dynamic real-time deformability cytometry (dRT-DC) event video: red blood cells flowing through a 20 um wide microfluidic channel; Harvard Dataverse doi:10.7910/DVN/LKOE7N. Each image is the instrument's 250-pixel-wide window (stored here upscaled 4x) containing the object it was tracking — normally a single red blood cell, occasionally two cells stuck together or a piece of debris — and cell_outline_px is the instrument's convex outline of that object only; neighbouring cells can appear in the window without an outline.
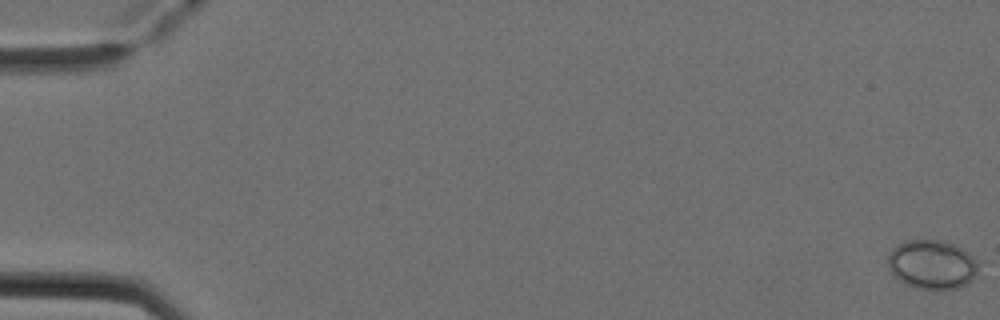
{"species": "Egyptian fruit bat (a non-hibernating species)", "species_latin": "Rousettus aegyptiacus", "temperature_condition": "cold", "stored_images_in_passage": 5, "segment_of_instrument_passage": [2, 2], "camera_frame_rate_fps": 3000, "um_per_image_px": 0.085, "animal": {"sex": "female"}, "frame": {"image": 1, "passage_image": 5, "time_ms": 1.333, "image_size_px": [1000, 320], "cell_outline_px": [[984, 276], [956, 288], [916, 288], [900, 280], [888, 268], [888, 256], [892, 248], [896, 244], [904, 240], [940, 240], [952, 244], [968, 252], [976, 260]], "centroid_in_image_um": [79.29, 22.47], "position_along_channel_um": 5.7, "area_um2": 26.13}}